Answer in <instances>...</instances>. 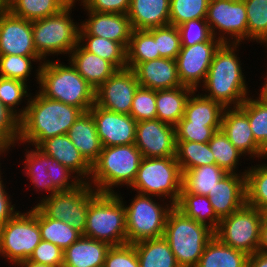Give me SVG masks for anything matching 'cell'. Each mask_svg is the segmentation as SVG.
<instances>
[{"instance_id": "cell-37", "label": "cell", "mask_w": 267, "mask_h": 267, "mask_svg": "<svg viewBox=\"0 0 267 267\" xmlns=\"http://www.w3.org/2000/svg\"><path fill=\"white\" fill-rule=\"evenodd\" d=\"M79 44L86 51L111 62L118 70L127 68L126 49L119 42L94 35H79Z\"/></svg>"}, {"instance_id": "cell-42", "label": "cell", "mask_w": 267, "mask_h": 267, "mask_svg": "<svg viewBox=\"0 0 267 267\" xmlns=\"http://www.w3.org/2000/svg\"><path fill=\"white\" fill-rule=\"evenodd\" d=\"M254 97L248 96L239 107L247 114L254 139L267 156V105Z\"/></svg>"}, {"instance_id": "cell-55", "label": "cell", "mask_w": 267, "mask_h": 267, "mask_svg": "<svg viewBox=\"0 0 267 267\" xmlns=\"http://www.w3.org/2000/svg\"><path fill=\"white\" fill-rule=\"evenodd\" d=\"M3 173L0 172V227L9 221L18 211L16 204L12 205V195L6 190V184L3 182Z\"/></svg>"}, {"instance_id": "cell-34", "label": "cell", "mask_w": 267, "mask_h": 267, "mask_svg": "<svg viewBox=\"0 0 267 267\" xmlns=\"http://www.w3.org/2000/svg\"><path fill=\"white\" fill-rule=\"evenodd\" d=\"M72 0H5V8L14 16L34 21L54 15Z\"/></svg>"}, {"instance_id": "cell-28", "label": "cell", "mask_w": 267, "mask_h": 267, "mask_svg": "<svg viewBox=\"0 0 267 267\" xmlns=\"http://www.w3.org/2000/svg\"><path fill=\"white\" fill-rule=\"evenodd\" d=\"M67 136L91 165L98 159L103 145L89 111L79 115L67 132Z\"/></svg>"}, {"instance_id": "cell-30", "label": "cell", "mask_w": 267, "mask_h": 267, "mask_svg": "<svg viewBox=\"0 0 267 267\" xmlns=\"http://www.w3.org/2000/svg\"><path fill=\"white\" fill-rule=\"evenodd\" d=\"M192 91V88L183 85L173 89L156 90L157 118L175 127L184 117L186 101Z\"/></svg>"}, {"instance_id": "cell-11", "label": "cell", "mask_w": 267, "mask_h": 267, "mask_svg": "<svg viewBox=\"0 0 267 267\" xmlns=\"http://www.w3.org/2000/svg\"><path fill=\"white\" fill-rule=\"evenodd\" d=\"M26 147L22 169L24 171L22 172L32 182L33 189L48 192L49 195L41 197L42 199L60 191L72 190L82 183L71 170L56 159L49 157L38 147L33 146L34 148H30V150L29 146Z\"/></svg>"}, {"instance_id": "cell-27", "label": "cell", "mask_w": 267, "mask_h": 267, "mask_svg": "<svg viewBox=\"0 0 267 267\" xmlns=\"http://www.w3.org/2000/svg\"><path fill=\"white\" fill-rule=\"evenodd\" d=\"M110 245L81 236L63 251V267H104Z\"/></svg>"}, {"instance_id": "cell-41", "label": "cell", "mask_w": 267, "mask_h": 267, "mask_svg": "<svg viewBox=\"0 0 267 267\" xmlns=\"http://www.w3.org/2000/svg\"><path fill=\"white\" fill-rule=\"evenodd\" d=\"M176 159L182 174L192 168L215 164V157L208 143L176 141Z\"/></svg>"}, {"instance_id": "cell-24", "label": "cell", "mask_w": 267, "mask_h": 267, "mask_svg": "<svg viewBox=\"0 0 267 267\" xmlns=\"http://www.w3.org/2000/svg\"><path fill=\"white\" fill-rule=\"evenodd\" d=\"M133 71L139 86L152 90L173 89L182 86L176 60L159 58L139 63Z\"/></svg>"}, {"instance_id": "cell-7", "label": "cell", "mask_w": 267, "mask_h": 267, "mask_svg": "<svg viewBox=\"0 0 267 267\" xmlns=\"http://www.w3.org/2000/svg\"><path fill=\"white\" fill-rule=\"evenodd\" d=\"M76 2L72 0L60 12L32 21L34 46L45 61L48 56H69L79 43L80 24L71 17Z\"/></svg>"}, {"instance_id": "cell-48", "label": "cell", "mask_w": 267, "mask_h": 267, "mask_svg": "<svg viewBox=\"0 0 267 267\" xmlns=\"http://www.w3.org/2000/svg\"><path fill=\"white\" fill-rule=\"evenodd\" d=\"M156 90L139 86L135 92L130 115L137 121L157 118Z\"/></svg>"}, {"instance_id": "cell-38", "label": "cell", "mask_w": 267, "mask_h": 267, "mask_svg": "<svg viewBox=\"0 0 267 267\" xmlns=\"http://www.w3.org/2000/svg\"><path fill=\"white\" fill-rule=\"evenodd\" d=\"M38 224L41 240L51 242L62 250H65L82 236L69 224L47 217L39 208Z\"/></svg>"}, {"instance_id": "cell-33", "label": "cell", "mask_w": 267, "mask_h": 267, "mask_svg": "<svg viewBox=\"0 0 267 267\" xmlns=\"http://www.w3.org/2000/svg\"><path fill=\"white\" fill-rule=\"evenodd\" d=\"M175 207L186 217L216 230L220 219L216 216L209 197L188 193L183 187Z\"/></svg>"}, {"instance_id": "cell-51", "label": "cell", "mask_w": 267, "mask_h": 267, "mask_svg": "<svg viewBox=\"0 0 267 267\" xmlns=\"http://www.w3.org/2000/svg\"><path fill=\"white\" fill-rule=\"evenodd\" d=\"M175 129L176 141H193L198 143H208L216 132L207 124L192 122H178Z\"/></svg>"}, {"instance_id": "cell-2", "label": "cell", "mask_w": 267, "mask_h": 267, "mask_svg": "<svg viewBox=\"0 0 267 267\" xmlns=\"http://www.w3.org/2000/svg\"><path fill=\"white\" fill-rule=\"evenodd\" d=\"M241 44L223 43L215 52L201 94L225 108L239 107L250 95L248 82L238 57ZM238 48V49H237ZM237 52V54H236Z\"/></svg>"}, {"instance_id": "cell-43", "label": "cell", "mask_w": 267, "mask_h": 267, "mask_svg": "<svg viewBox=\"0 0 267 267\" xmlns=\"http://www.w3.org/2000/svg\"><path fill=\"white\" fill-rule=\"evenodd\" d=\"M247 14V41L267 46V0H244ZM250 40V41H249Z\"/></svg>"}, {"instance_id": "cell-31", "label": "cell", "mask_w": 267, "mask_h": 267, "mask_svg": "<svg viewBox=\"0 0 267 267\" xmlns=\"http://www.w3.org/2000/svg\"><path fill=\"white\" fill-rule=\"evenodd\" d=\"M248 255L214 236L205 246L196 267H247Z\"/></svg>"}, {"instance_id": "cell-56", "label": "cell", "mask_w": 267, "mask_h": 267, "mask_svg": "<svg viewBox=\"0 0 267 267\" xmlns=\"http://www.w3.org/2000/svg\"><path fill=\"white\" fill-rule=\"evenodd\" d=\"M247 267H267V253L255 252L248 256Z\"/></svg>"}, {"instance_id": "cell-9", "label": "cell", "mask_w": 267, "mask_h": 267, "mask_svg": "<svg viewBox=\"0 0 267 267\" xmlns=\"http://www.w3.org/2000/svg\"><path fill=\"white\" fill-rule=\"evenodd\" d=\"M183 174L176 157H143L132 191L158 197L176 205L182 190ZM165 198V199H164Z\"/></svg>"}, {"instance_id": "cell-50", "label": "cell", "mask_w": 267, "mask_h": 267, "mask_svg": "<svg viewBox=\"0 0 267 267\" xmlns=\"http://www.w3.org/2000/svg\"><path fill=\"white\" fill-rule=\"evenodd\" d=\"M104 267H140L135 246L131 243L111 246Z\"/></svg>"}, {"instance_id": "cell-59", "label": "cell", "mask_w": 267, "mask_h": 267, "mask_svg": "<svg viewBox=\"0 0 267 267\" xmlns=\"http://www.w3.org/2000/svg\"><path fill=\"white\" fill-rule=\"evenodd\" d=\"M52 267L46 264H39L30 260H23L15 264V267Z\"/></svg>"}, {"instance_id": "cell-54", "label": "cell", "mask_w": 267, "mask_h": 267, "mask_svg": "<svg viewBox=\"0 0 267 267\" xmlns=\"http://www.w3.org/2000/svg\"><path fill=\"white\" fill-rule=\"evenodd\" d=\"M81 1L83 11L128 14L130 0H76Z\"/></svg>"}, {"instance_id": "cell-8", "label": "cell", "mask_w": 267, "mask_h": 267, "mask_svg": "<svg viewBox=\"0 0 267 267\" xmlns=\"http://www.w3.org/2000/svg\"><path fill=\"white\" fill-rule=\"evenodd\" d=\"M116 194L125 206L127 243L135 244L143 240L163 237L167 217L174 204L167 200L165 202L162 198L157 202L153 196L136 193L130 205H127L121 193L116 191Z\"/></svg>"}, {"instance_id": "cell-21", "label": "cell", "mask_w": 267, "mask_h": 267, "mask_svg": "<svg viewBox=\"0 0 267 267\" xmlns=\"http://www.w3.org/2000/svg\"><path fill=\"white\" fill-rule=\"evenodd\" d=\"M221 130L230 142L249 159L266 160L267 156L261 151L255 141L247 114L240 107H226L222 115ZM266 157V158H265Z\"/></svg>"}, {"instance_id": "cell-18", "label": "cell", "mask_w": 267, "mask_h": 267, "mask_svg": "<svg viewBox=\"0 0 267 267\" xmlns=\"http://www.w3.org/2000/svg\"><path fill=\"white\" fill-rule=\"evenodd\" d=\"M0 55L41 57L34 46L32 21L0 12Z\"/></svg>"}, {"instance_id": "cell-3", "label": "cell", "mask_w": 267, "mask_h": 267, "mask_svg": "<svg viewBox=\"0 0 267 267\" xmlns=\"http://www.w3.org/2000/svg\"><path fill=\"white\" fill-rule=\"evenodd\" d=\"M59 58L47 59L41 66H37L35 78L39 84V92L50 99L61 101L67 105L87 112L95 104V89L68 62L60 63Z\"/></svg>"}, {"instance_id": "cell-20", "label": "cell", "mask_w": 267, "mask_h": 267, "mask_svg": "<svg viewBox=\"0 0 267 267\" xmlns=\"http://www.w3.org/2000/svg\"><path fill=\"white\" fill-rule=\"evenodd\" d=\"M79 35H94L119 42L127 49L133 28L127 14L87 11Z\"/></svg>"}, {"instance_id": "cell-47", "label": "cell", "mask_w": 267, "mask_h": 267, "mask_svg": "<svg viewBox=\"0 0 267 267\" xmlns=\"http://www.w3.org/2000/svg\"><path fill=\"white\" fill-rule=\"evenodd\" d=\"M154 40L160 57L176 60L181 50V39L176 26L166 25L154 28Z\"/></svg>"}, {"instance_id": "cell-17", "label": "cell", "mask_w": 267, "mask_h": 267, "mask_svg": "<svg viewBox=\"0 0 267 267\" xmlns=\"http://www.w3.org/2000/svg\"><path fill=\"white\" fill-rule=\"evenodd\" d=\"M135 146L143 157H176V129L158 118L137 122Z\"/></svg>"}, {"instance_id": "cell-26", "label": "cell", "mask_w": 267, "mask_h": 267, "mask_svg": "<svg viewBox=\"0 0 267 267\" xmlns=\"http://www.w3.org/2000/svg\"><path fill=\"white\" fill-rule=\"evenodd\" d=\"M170 0H130L128 17L135 30L170 25Z\"/></svg>"}, {"instance_id": "cell-61", "label": "cell", "mask_w": 267, "mask_h": 267, "mask_svg": "<svg viewBox=\"0 0 267 267\" xmlns=\"http://www.w3.org/2000/svg\"><path fill=\"white\" fill-rule=\"evenodd\" d=\"M5 9V0H0V12Z\"/></svg>"}, {"instance_id": "cell-45", "label": "cell", "mask_w": 267, "mask_h": 267, "mask_svg": "<svg viewBox=\"0 0 267 267\" xmlns=\"http://www.w3.org/2000/svg\"><path fill=\"white\" fill-rule=\"evenodd\" d=\"M44 61L42 57L0 55V77L18 79L29 83L27 81H29L33 70L32 63L38 62L37 64L41 66Z\"/></svg>"}, {"instance_id": "cell-40", "label": "cell", "mask_w": 267, "mask_h": 267, "mask_svg": "<svg viewBox=\"0 0 267 267\" xmlns=\"http://www.w3.org/2000/svg\"><path fill=\"white\" fill-rule=\"evenodd\" d=\"M208 145L213 152L215 164L218 167L224 169L227 173L246 174V167L243 172L238 170L239 159L244 155L230 142L221 129L213 134Z\"/></svg>"}, {"instance_id": "cell-22", "label": "cell", "mask_w": 267, "mask_h": 267, "mask_svg": "<svg viewBox=\"0 0 267 267\" xmlns=\"http://www.w3.org/2000/svg\"><path fill=\"white\" fill-rule=\"evenodd\" d=\"M207 197L219 219L234 213L246 204L245 174L228 173Z\"/></svg>"}, {"instance_id": "cell-39", "label": "cell", "mask_w": 267, "mask_h": 267, "mask_svg": "<svg viewBox=\"0 0 267 267\" xmlns=\"http://www.w3.org/2000/svg\"><path fill=\"white\" fill-rule=\"evenodd\" d=\"M246 204L267 213V163L247 167Z\"/></svg>"}, {"instance_id": "cell-19", "label": "cell", "mask_w": 267, "mask_h": 267, "mask_svg": "<svg viewBox=\"0 0 267 267\" xmlns=\"http://www.w3.org/2000/svg\"><path fill=\"white\" fill-rule=\"evenodd\" d=\"M89 112L103 147L135 144L137 121L131 115L111 112L96 104Z\"/></svg>"}, {"instance_id": "cell-32", "label": "cell", "mask_w": 267, "mask_h": 267, "mask_svg": "<svg viewBox=\"0 0 267 267\" xmlns=\"http://www.w3.org/2000/svg\"><path fill=\"white\" fill-rule=\"evenodd\" d=\"M133 245L140 267H180L164 237L143 240Z\"/></svg>"}, {"instance_id": "cell-35", "label": "cell", "mask_w": 267, "mask_h": 267, "mask_svg": "<svg viewBox=\"0 0 267 267\" xmlns=\"http://www.w3.org/2000/svg\"><path fill=\"white\" fill-rule=\"evenodd\" d=\"M227 174L216 164L188 169L183 173L182 187L188 193L207 196Z\"/></svg>"}, {"instance_id": "cell-6", "label": "cell", "mask_w": 267, "mask_h": 267, "mask_svg": "<svg viewBox=\"0 0 267 267\" xmlns=\"http://www.w3.org/2000/svg\"><path fill=\"white\" fill-rule=\"evenodd\" d=\"M82 236L110 246L127 243L125 206L116 193L97 192L90 199L86 228Z\"/></svg>"}, {"instance_id": "cell-46", "label": "cell", "mask_w": 267, "mask_h": 267, "mask_svg": "<svg viewBox=\"0 0 267 267\" xmlns=\"http://www.w3.org/2000/svg\"><path fill=\"white\" fill-rule=\"evenodd\" d=\"M210 0H170V25L179 26L193 19H206Z\"/></svg>"}, {"instance_id": "cell-53", "label": "cell", "mask_w": 267, "mask_h": 267, "mask_svg": "<svg viewBox=\"0 0 267 267\" xmlns=\"http://www.w3.org/2000/svg\"><path fill=\"white\" fill-rule=\"evenodd\" d=\"M19 138V118L0 101V139L12 148Z\"/></svg>"}, {"instance_id": "cell-29", "label": "cell", "mask_w": 267, "mask_h": 267, "mask_svg": "<svg viewBox=\"0 0 267 267\" xmlns=\"http://www.w3.org/2000/svg\"><path fill=\"white\" fill-rule=\"evenodd\" d=\"M199 93L198 90L192 91L186 101L184 117L179 122L207 124L215 131L220 130L225 107Z\"/></svg>"}, {"instance_id": "cell-23", "label": "cell", "mask_w": 267, "mask_h": 267, "mask_svg": "<svg viewBox=\"0 0 267 267\" xmlns=\"http://www.w3.org/2000/svg\"><path fill=\"white\" fill-rule=\"evenodd\" d=\"M38 148L71 170L82 182H88L92 165L84 158L67 134L44 140Z\"/></svg>"}, {"instance_id": "cell-1", "label": "cell", "mask_w": 267, "mask_h": 267, "mask_svg": "<svg viewBox=\"0 0 267 267\" xmlns=\"http://www.w3.org/2000/svg\"><path fill=\"white\" fill-rule=\"evenodd\" d=\"M36 94L27 102L25 114L19 119V144L38 147L44 140L67 134L82 111L72 105ZM35 95V96H34Z\"/></svg>"}, {"instance_id": "cell-14", "label": "cell", "mask_w": 267, "mask_h": 267, "mask_svg": "<svg viewBox=\"0 0 267 267\" xmlns=\"http://www.w3.org/2000/svg\"><path fill=\"white\" fill-rule=\"evenodd\" d=\"M206 21L212 35L222 43L244 44L247 41L244 0H210Z\"/></svg>"}, {"instance_id": "cell-5", "label": "cell", "mask_w": 267, "mask_h": 267, "mask_svg": "<svg viewBox=\"0 0 267 267\" xmlns=\"http://www.w3.org/2000/svg\"><path fill=\"white\" fill-rule=\"evenodd\" d=\"M163 237L180 267H196L205 246L214 237V230L186 217L174 206L168 214Z\"/></svg>"}, {"instance_id": "cell-36", "label": "cell", "mask_w": 267, "mask_h": 267, "mask_svg": "<svg viewBox=\"0 0 267 267\" xmlns=\"http://www.w3.org/2000/svg\"><path fill=\"white\" fill-rule=\"evenodd\" d=\"M159 58L161 57L157 51V42L154 40V28L133 29L126 49L127 68L133 70L139 63Z\"/></svg>"}, {"instance_id": "cell-44", "label": "cell", "mask_w": 267, "mask_h": 267, "mask_svg": "<svg viewBox=\"0 0 267 267\" xmlns=\"http://www.w3.org/2000/svg\"><path fill=\"white\" fill-rule=\"evenodd\" d=\"M28 87H30L28 83L21 80L0 77V101L19 119L25 114L27 108V106L18 108L19 105L27 100L26 104L32 95Z\"/></svg>"}, {"instance_id": "cell-57", "label": "cell", "mask_w": 267, "mask_h": 267, "mask_svg": "<svg viewBox=\"0 0 267 267\" xmlns=\"http://www.w3.org/2000/svg\"><path fill=\"white\" fill-rule=\"evenodd\" d=\"M258 252L267 253V213L264 214L260 225Z\"/></svg>"}, {"instance_id": "cell-10", "label": "cell", "mask_w": 267, "mask_h": 267, "mask_svg": "<svg viewBox=\"0 0 267 267\" xmlns=\"http://www.w3.org/2000/svg\"><path fill=\"white\" fill-rule=\"evenodd\" d=\"M18 212L0 227V257L13 266L28 260L41 241L38 207Z\"/></svg>"}, {"instance_id": "cell-49", "label": "cell", "mask_w": 267, "mask_h": 267, "mask_svg": "<svg viewBox=\"0 0 267 267\" xmlns=\"http://www.w3.org/2000/svg\"><path fill=\"white\" fill-rule=\"evenodd\" d=\"M181 39V46H192L205 41H220L210 30L206 19H193L177 26Z\"/></svg>"}, {"instance_id": "cell-52", "label": "cell", "mask_w": 267, "mask_h": 267, "mask_svg": "<svg viewBox=\"0 0 267 267\" xmlns=\"http://www.w3.org/2000/svg\"><path fill=\"white\" fill-rule=\"evenodd\" d=\"M63 251L55 244L41 240L28 260L52 267H63Z\"/></svg>"}, {"instance_id": "cell-15", "label": "cell", "mask_w": 267, "mask_h": 267, "mask_svg": "<svg viewBox=\"0 0 267 267\" xmlns=\"http://www.w3.org/2000/svg\"><path fill=\"white\" fill-rule=\"evenodd\" d=\"M222 44L221 41H205L192 46H181L176 63L183 86L199 89L205 81L215 52Z\"/></svg>"}, {"instance_id": "cell-60", "label": "cell", "mask_w": 267, "mask_h": 267, "mask_svg": "<svg viewBox=\"0 0 267 267\" xmlns=\"http://www.w3.org/2000/svg\"><path fill=\"white\" fill-rule=\"evenodd\" d=\"M12 147L4 140L0 139V158L3 157L5 154L9 153V150ZM7 152V153H6ZM1 160V159H0ZM1 162H0V172L1 171Z\"/></svg>"}, {"instance_id": "cell-13", "label": "cell", "mask_w": 267, "mask_h": 267, "mask_svg": "<svg viewBox=\"0 0 267 267\" xmlns=\"http://www.w3.org/2000/svg\"><path fill=\"white\" fill-rule=\"evenodd\" d=\"M96 193L88 182H82L72 190L60 191L40 199L36 206L47 217L69 224L83 235L90 199Z\"/></svg>"}, {"instance_id": "cell-4", "label": "cell", "mask_w": 267, "mask_h": 267, "mask_svg": "<svg viewBox=\"0 0 267 267\" xmlns=\"http://www.w3.org/2000/svg\"><path fill=\"white\" fill-rule=\"evenodd\" d=\"M143 159L135 144L103 147L92 164L88 183L99 193H116L118 186L130 188ZM115 187V188H114Z\"/></svg>"}, {"instance_id": "cell-25", "label": "cell", "mask_w": 267, "mask_h": 267, "mask_svg": "<svg viewBox=\"0 0 267 267\" xmlns=\"http://www.w3.org/2000/svg\"><path fill=\"white\" fill-rule=\"evenodd\" d=\"M68 57L67 61L95 90L118 70L111 62L86 51L79 43Z\"/></svg>"}, {"instance_id": "cell-58", "label": "cell", "mask_w": 267, "mask_h": 267, "mask_svg": "<svg viewBox=\"0 0 267 267\" xmlns=\"http://www.w3.org/2000/svg\"><path fill=\"white\" fill-rule=\"evenodd\" d=\"M264 77H263V79H265V80H264L263 85H261L262 86V88H260L261 90H259L260 94L258 95V98L267 105V72H266V75Z\"/></svg>"}, {"instance_id": "cell-16", "label": "cell", "mask_w": 267, "mask_h": 267, "mask_svg": "<svg viewBox=\"0 0 267 267\" xmlns=\"http://www.w3.org/2000/svg\"><path fill=\"white\" fill-rule=\"evenodd\" d=\"M138 87L139 82L132 69L117 70L95 90V104L111 112L130 115Z\"/></svg>"}, {"instance_id": "cell-12", "label": "cell", "mask_w": 267, "mask_h": 267, "mask_svg": "<svg viewBox=\"0 0 267 267\" xmlns=\"http://www.w3.org/2000/svg\"><path fill=\"white\" fill-rule=\"evenodd\" d=\"M264 212L245 204L229 216L220 219L214 231L222 243L248 256L258 251L260 225Z\"/></svg>"}]
</instances>
